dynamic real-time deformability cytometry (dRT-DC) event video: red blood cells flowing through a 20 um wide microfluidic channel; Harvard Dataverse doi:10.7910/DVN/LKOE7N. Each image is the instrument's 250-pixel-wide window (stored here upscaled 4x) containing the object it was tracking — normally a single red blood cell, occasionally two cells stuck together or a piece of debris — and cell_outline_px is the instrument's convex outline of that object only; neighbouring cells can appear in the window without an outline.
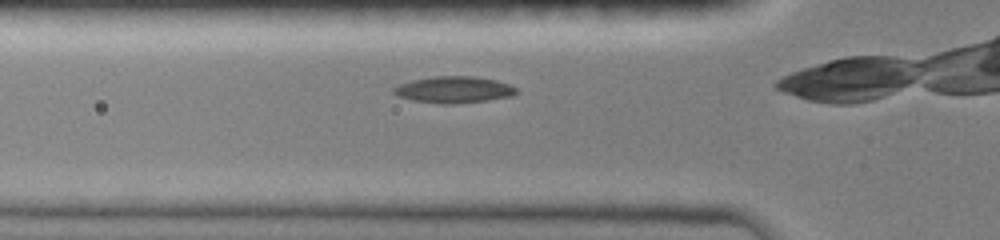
{"species": "common noctule bat (a hibernating species)", "species_latin": "Nyctalus noctula", "temperature_condition": "room temperature", "stored_images_in_passage": 12, "camera_frame_rate_fps": 3000, "um_per_image_px": 0.085, "animal": {"sex": "female", "body_mass_g": 19.0, "forearm_length_mm": 51.5}, "frame": {"image": 1, "passage_image": 3, "time_ms": 0.667, "image_size_px": [1000, 240], "cell_outline_px": [[520, 92], [512, 96], [488, 100], [452, 104], [444, 104], [412, 100], [400, 96], [392, 92], [392, 88], [400, 84], [412, 80], [432, 76], [472, 76], [496, 80], [512, 84]], "centroid_in_image_um": [38.62, 7.61], "position_along_channel_um": 87.2, "area_um2": 19.07}}
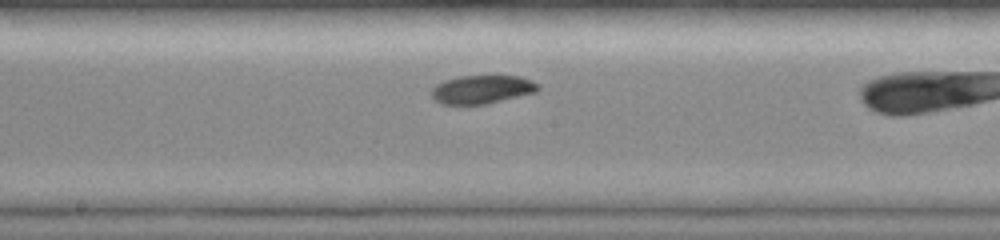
{"frame": {"image": 2, "passage_image": 10, "time_ms": 3.667, "image_size_px": [1000, 240], "cell_outline_px": [[540, 88], [536, 92], [488, 104], [440, 104], [432, 96], [432, 88], [436, 84], [444, 80], [460, 76], [520, 76], [532, 80], [540, 84]], "centroid_in_image_um": [41.0, 7.6], "position_along_channel_um": 207.2, "area_um2": 17.74}}